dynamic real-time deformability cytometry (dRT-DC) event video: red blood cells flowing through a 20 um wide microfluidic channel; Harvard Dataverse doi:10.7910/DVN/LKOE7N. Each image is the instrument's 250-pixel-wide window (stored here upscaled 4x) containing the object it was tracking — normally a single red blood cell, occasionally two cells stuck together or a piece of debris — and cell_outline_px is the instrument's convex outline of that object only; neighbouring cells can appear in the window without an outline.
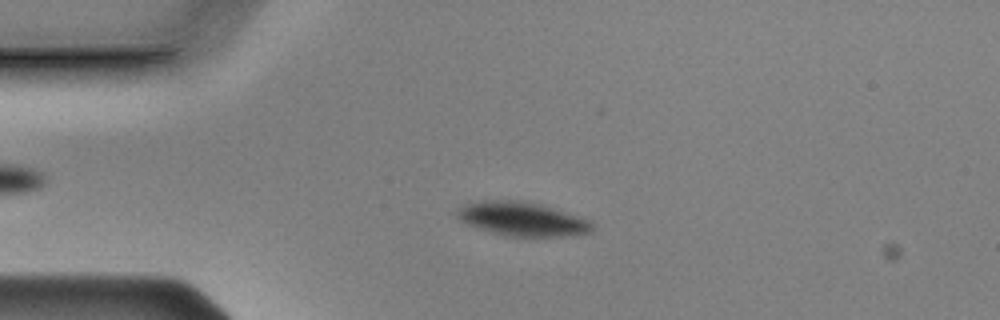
{"species": "Egyptian fruit bat (a non-hibernating species)", "species_latin": "Rousettus aegyptiacus", "temperature_condition": "cold", "stored_images_in_passage": 56, "camera_frame_rate_fps": 3000, "um_per_image_px": 0.085, "animal": {"sex": "male"}, "frame": {"image": 1, "passage_image": 13, "time_ms": 4.0, "image_size_px": [1000, 320], "cell_outline_px": [[592, 232], [580, 236], [504, 236], [468, 224], [460, 220], [456, 216], [456, 212], [460, 208], [468, 204], [484, 200], [516, 200], [540, 204], [592, 220]], "centroid_in_image_um": [44.46, 18.63], "position_along_channel_um": 40.5, "area_um2": 26.59}}
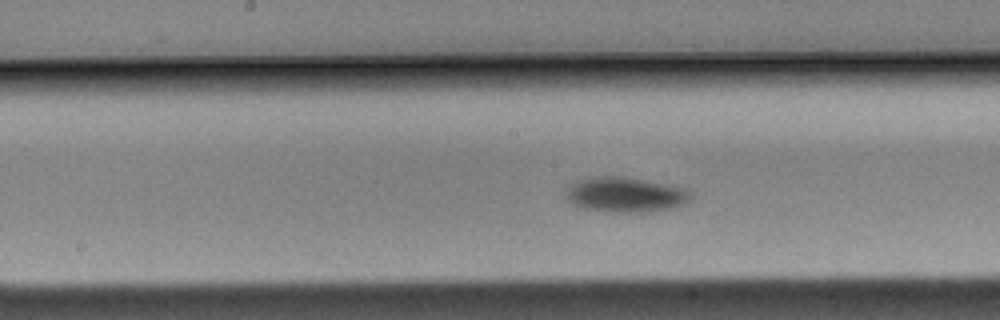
{"frame": {"image": 2, "passage_image": 28, "time_ms": 9.0, "image_size_px": [1000, 320], "cell_outline_px": [[692, 196], [688, 200], [680, 204], [668, 208], [644, 212], [624, 212], [584, 208], [572, 204], [564, 196], [564, 192], [576, 180], [592, 176], [620, 176], [644, 180], [688, 188], [692, 192]], "centroid_in_image_um": [53.11, 16.52], "position_along_channel_um": 195.1, "area_um2": 25.26}}
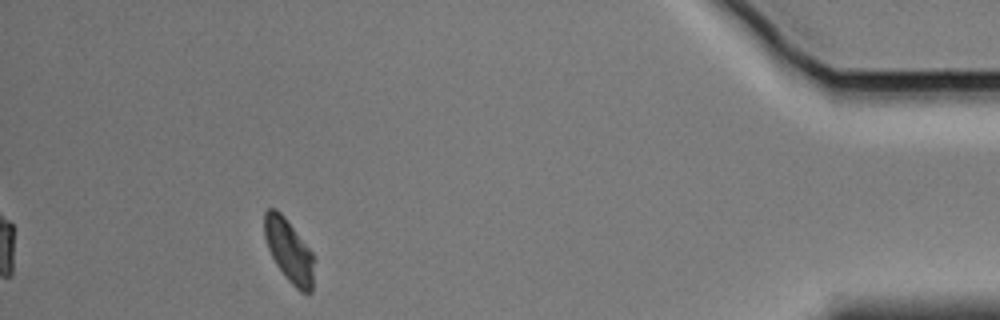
{"frame": {"image": 3, "passage_image": 51, "time_ms": 16.667, "image_size_px": [1000, 320], "cell_outline_px": [[312, 292], [308, 296], [300, 292], [288, 280], [276, 264], [268, 248], [264, 236], [264, 212], [268, 208], [276, 208], [284, 216], [312, 252]], "centroid_in_image_um": [24.54, 21.31], "position_along_channel_um": 410.7, "area_um2": 17.98}, "authors_computed_cell_mechanics": {"area_um2": 25.1719, "velocity_mm_per_s": 3.5775, "shape_relaxation_time_tau1_ms": 1.2141, "shape_relaxation_time_tau2_ms": null, "deformation_change_tau1": 0.0563, "deformation_change_tau2": null}}